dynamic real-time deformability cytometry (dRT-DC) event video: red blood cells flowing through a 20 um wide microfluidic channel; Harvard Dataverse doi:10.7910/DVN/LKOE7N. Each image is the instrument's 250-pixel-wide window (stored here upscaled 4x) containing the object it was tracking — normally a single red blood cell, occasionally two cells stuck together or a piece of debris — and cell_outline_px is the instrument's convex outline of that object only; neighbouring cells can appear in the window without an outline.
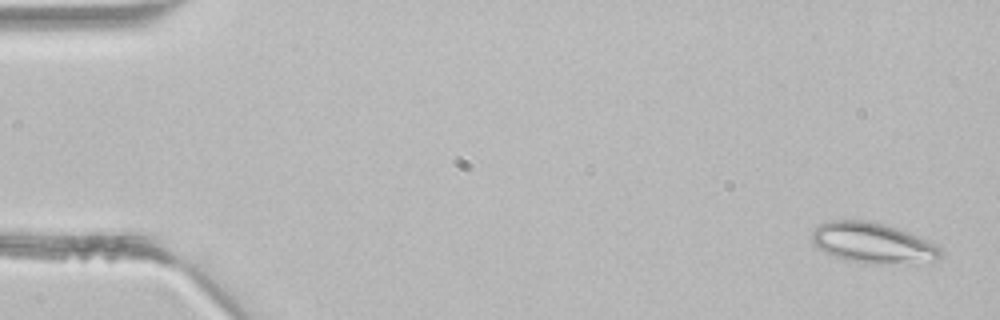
{"species": "common noctule bat (a hibernating species)", "species_latin": "Nyctalus noctula", "temperature_condition": "room temperature", "stored_images_in_passage": 3, "camera_frame_rate_fps": 3000, "um_per_image_px": 0.085, "animal": {"sex": "male", "body_mass_g": 21.5, "forearm_length_mm": 52.0}, "frame": {"image": 1, "passage_image": 1, "time_ms": 0.0, "image_size_px": [1000, 320], "cell_outline_px": [[944, 256], [936, 260], [852, 260], [836, 256], [824, 252], [812, 240], [812, 232], [820, 224], [832, 220], [868, 220], [884, 224], [908, 232], [936, 244], [944, 252]], "centroid_in_image_um": [74.17, 20.56], "position_along_channel_um": 10.8, "area_um2": 28.55}}